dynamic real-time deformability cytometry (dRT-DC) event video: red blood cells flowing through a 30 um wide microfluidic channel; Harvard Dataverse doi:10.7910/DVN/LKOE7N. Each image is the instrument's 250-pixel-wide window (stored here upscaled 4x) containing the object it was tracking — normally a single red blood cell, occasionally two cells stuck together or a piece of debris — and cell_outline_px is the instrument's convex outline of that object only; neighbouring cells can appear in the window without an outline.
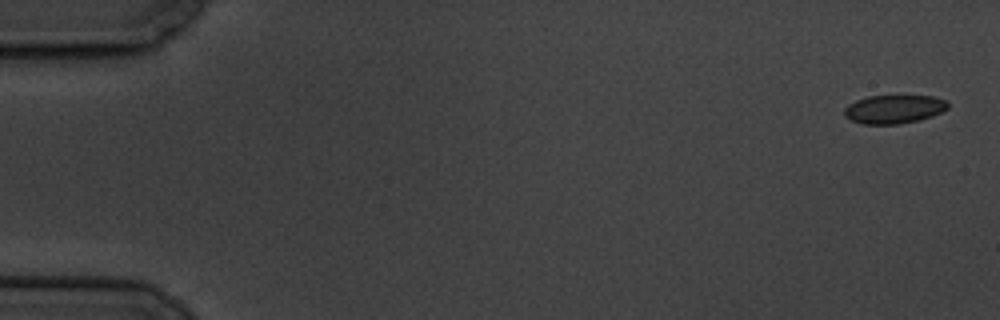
{"species": "common noctule bat (a hibernating species)", "species_latin": "Nyctalus noctula", "temperature_condition": "cold", "stored_images_in_passage": 7, "camera_frame_rate_fps": 3000, "um_per_image_px": 0.085, "animal": {"sex": "male", "body_mass_g": 19.5, "forearm_length_mm": 54.6}, "frame": {"image": 1, "passage_image": 1, "time_ms": 0.0, "image_size_px": [1000, 320], "cell_outline_px": [[948, 108], [932, 116], [920, 120], [896, 124], [864, 124], [852, 120], [844, 116], [844, 108], [848, 104], [856, 100], [868, 96], [932, 96], [948, 100]], "centroid_in_image_um": [75.99, 9.27], "position_along_channel_um": 9.0, "area_um2": 17.22}}
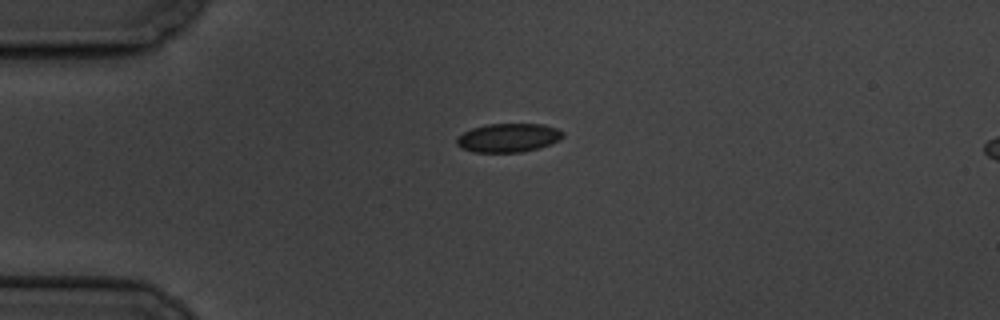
{"frame": {"image": 2, "passage_image": 5, "time_ms": 4.333, "image_size_px": [1000, 320], "cell_outline_px": [[564, 136], [560, 140], [536, 148], [520, 152], [472, 152], [460, 148], [456, 144], [456, 136], [472, 128], [488, 124], [544, 124], [556, 128], [564, 132]], "centroid_in_image_um": [43.17, 11.7], "position_along_channel_um": 41.8, "area_um2": 17.8}}
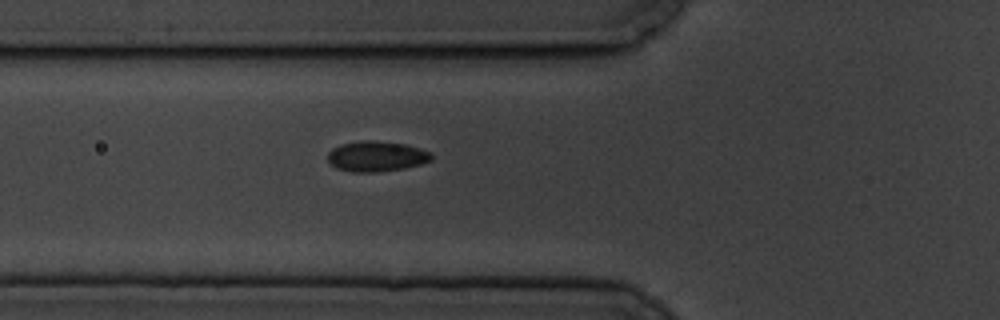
{"frame": {"image": 3, "passage_image": 7, "time_ms": 6.667, "image_size_px": [1000, 320], "cell_outline_px": [[432, 160], [420, 164], [404, 168], [376, 172], [352, 172], [336, 168], [328, 160], [328, 152], [332, 148], [340, 144], [360, 140], [376, 140], [404, 144], [420, 148], [432, 152]], "centroid_in_image_um": [31.99, 13.27], "position_along_channel_um": 93.8, "area_um2": 18.5}}